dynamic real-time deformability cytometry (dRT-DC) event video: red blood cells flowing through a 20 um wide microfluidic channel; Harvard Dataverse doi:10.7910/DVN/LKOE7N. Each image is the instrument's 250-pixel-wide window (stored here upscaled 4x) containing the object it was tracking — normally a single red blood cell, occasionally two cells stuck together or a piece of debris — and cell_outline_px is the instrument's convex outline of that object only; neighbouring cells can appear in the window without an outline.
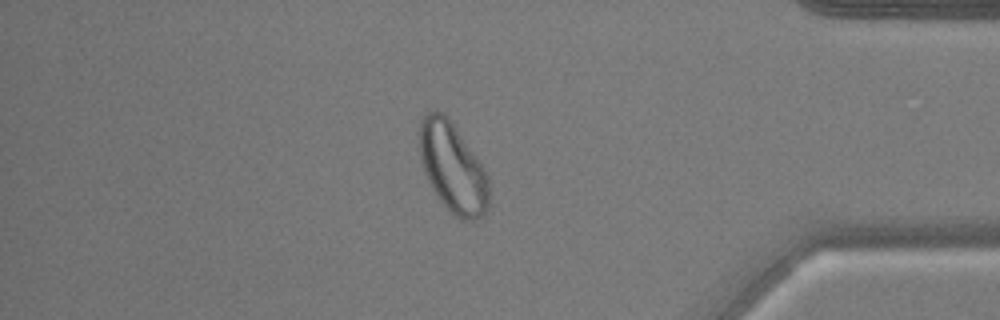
{"species": "common noctule bat (a hibernating species)", "species_latin": "Nyctalus noctula", "temperature_condition": "warm", "stored_images_in_passage": 53, "camera_frame_rate_fps": 3000, "um_per_image_px": 0.085, "animal": {"sex": "male", "body_mass_g": 17.9, "forearm_length_mm": 54.2}, "frame": {"image": 1, "passage_image": 46, "time_ms": 15.0, "image_size_px": [1000, 320], "cell_outline_px": [[488, 208], [476, 220], [460, 220], [440, 200], [432, 188], [424, 172], [420, 160], [420, 120], [428, 112], [436, 108], [452, 120], [488, 176]], "centroid_in_image_um": [38.46, 14.22], "position_along_channel_um": 396.7, "area_um2": 36.01}}